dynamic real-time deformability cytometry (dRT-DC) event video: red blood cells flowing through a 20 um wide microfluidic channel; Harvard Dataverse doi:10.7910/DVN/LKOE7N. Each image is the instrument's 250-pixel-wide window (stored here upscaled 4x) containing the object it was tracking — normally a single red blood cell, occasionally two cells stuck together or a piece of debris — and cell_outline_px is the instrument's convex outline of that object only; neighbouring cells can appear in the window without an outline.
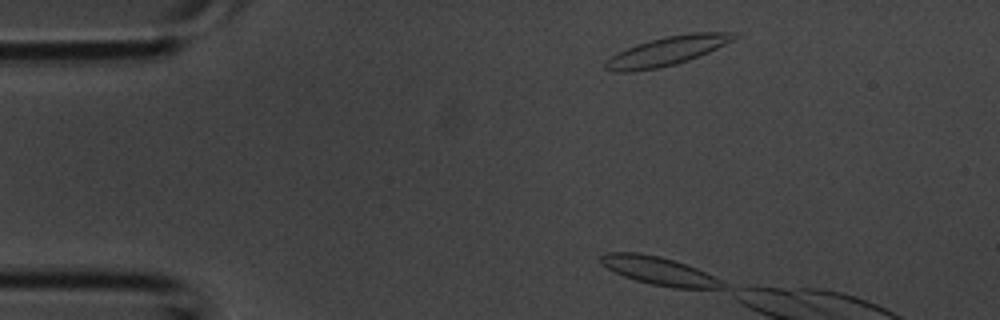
{"species": "common noctule bat (a hibernating species)", "species_latin": "Nyctalus noctula", "temperature_condition": "room temperature", "stored_images_in_passage": 3, "camera_frame_rate_fps": 3000, "um_per_image_px": 0.085, "animal": {"sex": "male", "body_mass_g": 20.1, "forearm_length_mm": 53.5}, "frame": {"image": 1, "passage_image": 1, "time_ms": 0.0, "image_size_px": [1000, 320], "cell_outline_px": [[740, 36], [708, 52], [688, 60], [676, 64], [660, 68], [628, 72], [612, 72], [604, 68], [604, 64], [612, 56], [628, 48], [664, 36], [692, 32], [736, 32]], "centroid_in_image_um": [56.72, 4.34], "position_along_channel_um": 28.3, "area_um2": 21.39}}